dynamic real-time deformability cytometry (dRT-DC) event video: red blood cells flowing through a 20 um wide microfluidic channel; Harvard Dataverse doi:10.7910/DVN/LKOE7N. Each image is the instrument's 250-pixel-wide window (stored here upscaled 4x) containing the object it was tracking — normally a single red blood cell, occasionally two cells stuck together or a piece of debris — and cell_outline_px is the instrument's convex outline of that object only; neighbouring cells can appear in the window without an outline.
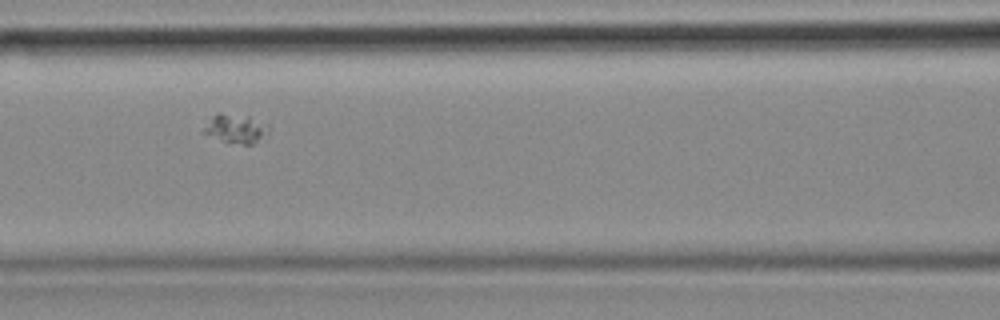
{"species": "common noctule bat (a hibernating species)", "species_latin": "Nyctalus noctula", "temperature_condition": "cold", "stored_images_in_passage": 40, "camera_frame_rate_fps": 3000, "um_per_image_px": 0.085, "animal": {"sex": "female", "body_mass_g": 18.4}, "frame": {"image": 1, "passage_image": 8, "time_ms": 2.333, "image_size_px": [1000, 320], "cell_outline_px": [[268, 132], [252, 144], [244, 144], [224, 140], [200, 132], [212, 116], [220, 112], [248, 116], [268, 124]], "centroid_in_image_um": [20.01, 10.89], "position_along_channel_um": 146.6, "area_um2": 10.64}}
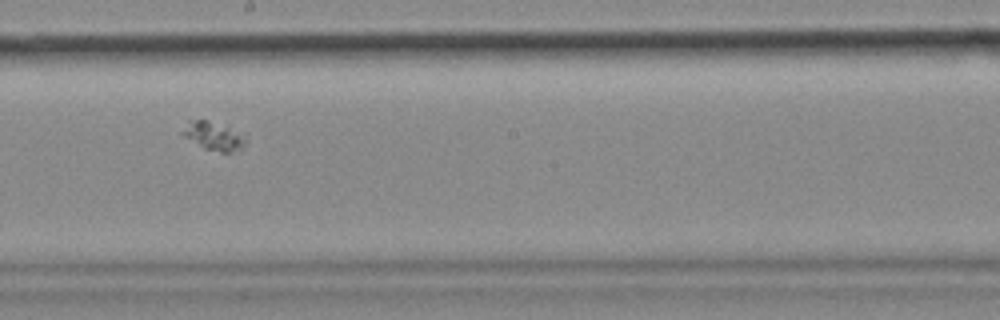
{"frame": {"image": 2, "passage_image": 15, "time_ms": 4.667, "image_size_px": [1000, 320], "cell_outline_px": [[248, 140], [240, 152], [220, 152], [204, 148], [184, 136], [180, 132], [188, 120], [208, 120], [228, 128]], "centroid_in_image_um": [18.14, 11.58], "position_along_channel_um": 230.1, "area_um2": 10.23}}
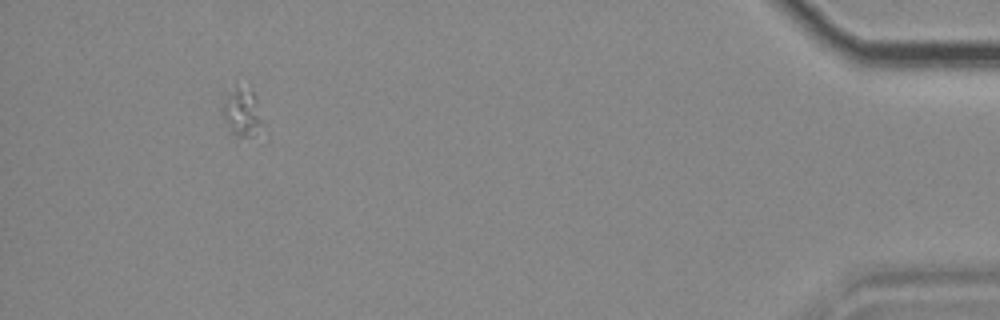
{"frame": {"image": 3, "passage_image": 36, "time_ms": 11.667, "image_size_px": [1000, 320], "cell_outline_px": [[260, 120], [248, 136], [236, 136], [232, 132], [220, 112], [228, 92], [236, 84], [252, 92], [256, 100]], "centroid_in_image_um": [20.45, 9.45], "position_along_channel_um": 414.8, "area_um2": 10.23}}